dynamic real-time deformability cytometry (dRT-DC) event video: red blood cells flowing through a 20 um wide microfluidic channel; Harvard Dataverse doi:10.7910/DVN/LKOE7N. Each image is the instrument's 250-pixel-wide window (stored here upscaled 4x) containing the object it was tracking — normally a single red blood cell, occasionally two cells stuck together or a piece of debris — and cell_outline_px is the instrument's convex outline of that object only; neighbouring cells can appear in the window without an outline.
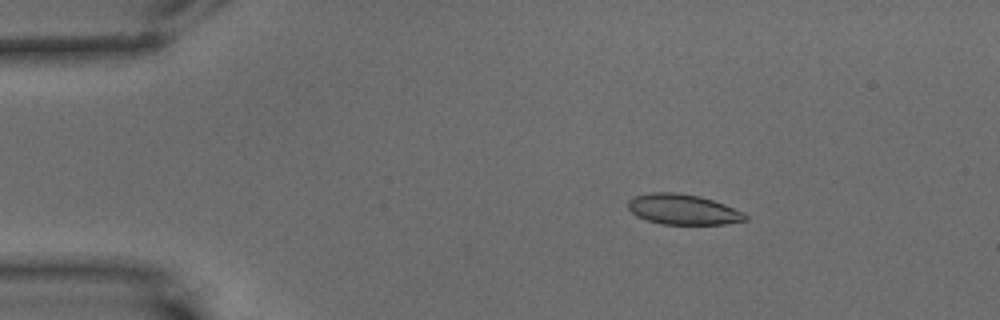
{"species": "common noctule bat (a hibernating species)", "species_latin": "Nyctalus noctula", "temperature_condition": "warm", "stored_images_in_passage": 50, "camera_frame_rate_fps": 3000, "um_per_image_px": 0.085, "animal": {"sex": "male", "body_mass_g": 15.6}, "frame": {"image": 1, "passage_image": 1, "time_ms": 0.0, "image_size_px": [1000, 320], "cell_outline_px": [[748, 220], [724, 224], [660, 224], [636, 216], [628, 208], [628, 200], [632, 196], [652, 192], [676, 192], [700, 196], [724, 204], [744, 212], [748, 216]], "centroid_in_image_um": [58.05, 17.79], "position_along_channel_um": 27.0, "area_um2": 20.87}}
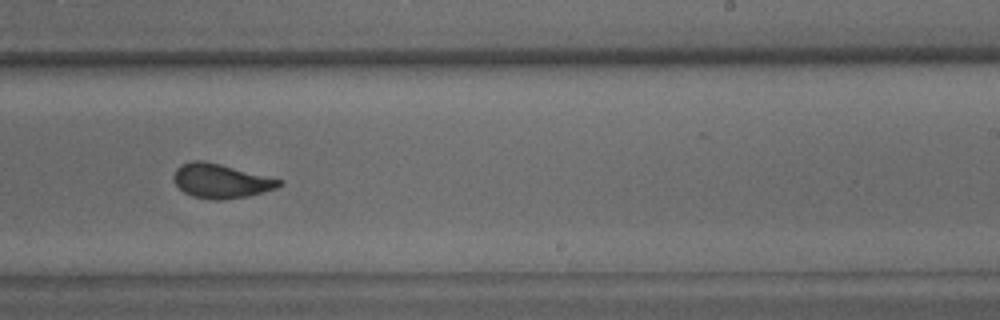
{"frame": {"image": 2, "passage_image": 28, "time_ms": 9.0, "image_size_px": [1000, 320], "cell_outline_px": [[284, 184], [276, 188], [248, 196], [220, 200], [212, 200], [192, 196], [184, 192], [176, 184], [172, 176], [176, 168], [180, 164], [192, 160], [204, 160], [284, 180]], "centroid_in_image_um": [18.77, 15.37], "position_along_channel_um": 270.2, "area_um2": 21.15}}
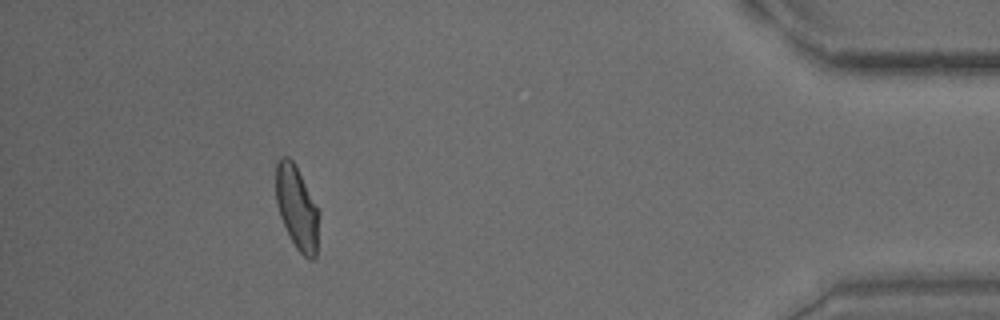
{"frame": {"image": 3, "passage_image": 45, "time_ms": 14.667, "image_size_px": [1000, 320], "cell_outline_px": [[320, 212], [316, 256], [312, 260], [308, 260], [296, 248], [280, 216], [276, 204], [276, 160], [280, 156], [288, 156], [292, 160]], "centroid_in_image_um": [25.24, 17.66], "position_along_channel_um": 410.0, "area_um2": 20.87}, "authors_computed_cell_mechanics": {"area_um2": 21.2126, "velocity_mm_per_s": 3.4299, "shape_relaxation_time_tau1_ms": 6.787, "shape_relaxation_time_tau2_ms": 1.155, "deformation_change_tau1": 0.1843, "deformation_change_tau2": 0.0688}}